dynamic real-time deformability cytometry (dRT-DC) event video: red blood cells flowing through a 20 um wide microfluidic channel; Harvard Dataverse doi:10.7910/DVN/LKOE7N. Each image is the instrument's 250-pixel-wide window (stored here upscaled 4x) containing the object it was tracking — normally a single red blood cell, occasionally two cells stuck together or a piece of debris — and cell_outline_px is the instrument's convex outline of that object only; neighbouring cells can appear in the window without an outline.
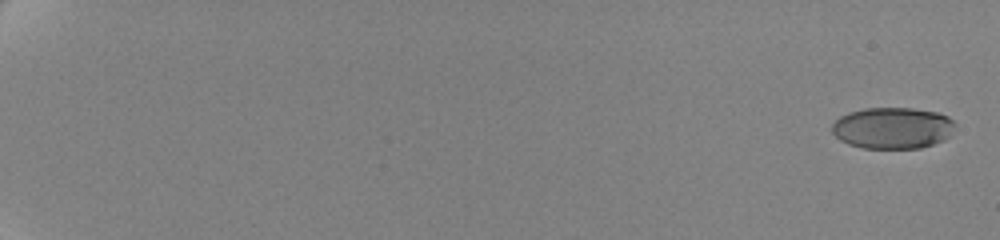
{"species": "human", "species_latin": "Homo sapiens", "temperature_condition": "cold", "stored_images_in_passage": 15, "camera_frame_rate_fps": 3000, "um_per_image_px": 0.085, "donor": {"sex": "female"}, "frame": {"image": 1, "passage_image": 1, "time_ms": 0.0, "image_size_px": [1000, 240], "cell_outline_px": [[956, 124], [948, 136], [944, 140], [920, 148], [860, 148], [848, 144], [840, 140], [832, 132], [832, 124], [840, 116], [848, 112], [864, 108], [912, 108], [936, 112], [948, 116]], "centroid_in_image_um": [75.85, 10.88], "position_along_channel_um": 9.2, "area_um2": 29.77}}
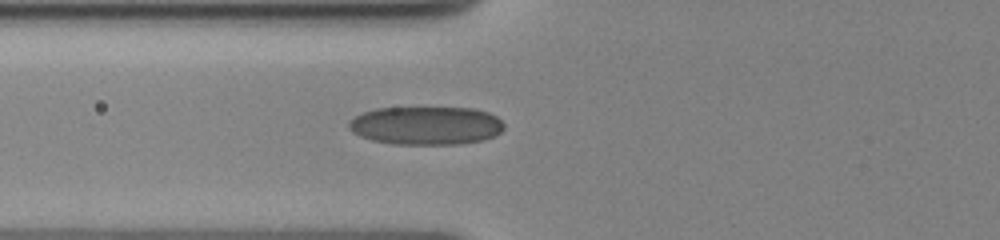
{"frame": {"image": 2, "passage_image": 13, "time_ms": 8.667, "image_size_px": [1000, 240], "cell_outline_px": [[504, 128], [500, 132], [484, 140], [460, 144], [392, 144], [372, 140], [360, 136], [352, 132], [348, 128], [348, 120], [364, 112], [376, 108], [476, 108], [488, 112], [496, 116], [504, 124]], "centroid_in_image_um": [36.2, 10.67], "position_along_channel_um": 89.6, "area_um2": 34.8}}
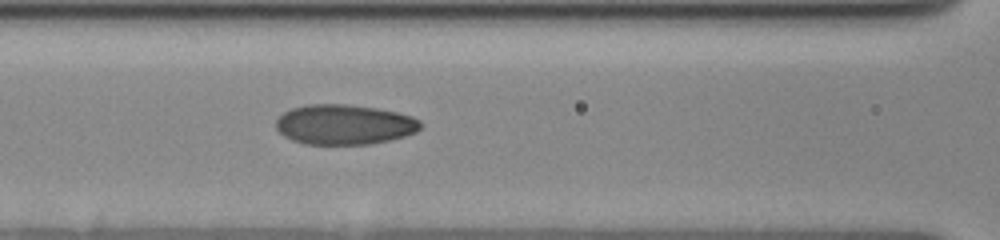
{"frame": {"image": 3, "passage_image": 15, "time_ms": 10.0, "image_size_px": [1000, 240], "cell_outline_px": [[420, 128], [416, 132], [404, 136], [372, 144], [304, 144], [292, 140], [284, 136], [276, 128], [276, 120], [284, 112], [292, 108], [304, 104], [348, 104], [376, 108], [396, 112], [412, 116], [420, 120]], "centroid_in_image_um": [29.25, 10.58], "position_along_channel_um": 137.4, "area_um2": 33.76}}